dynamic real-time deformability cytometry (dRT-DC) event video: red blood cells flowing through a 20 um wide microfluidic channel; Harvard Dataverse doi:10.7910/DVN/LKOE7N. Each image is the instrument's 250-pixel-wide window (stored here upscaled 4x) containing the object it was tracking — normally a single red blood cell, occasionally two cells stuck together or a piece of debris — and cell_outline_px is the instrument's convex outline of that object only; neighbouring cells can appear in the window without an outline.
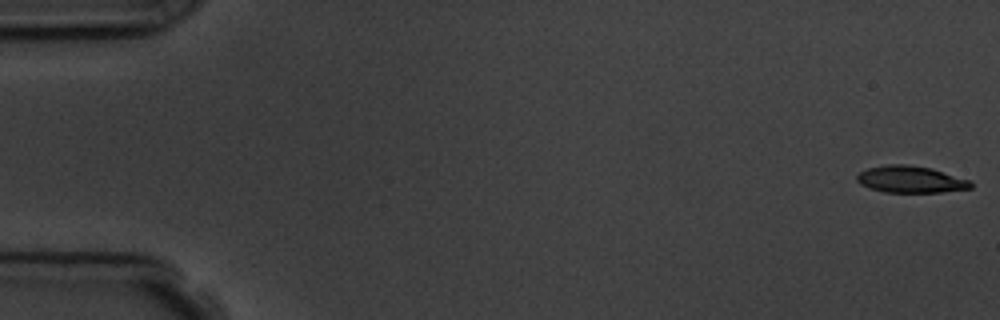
{"species": "common noctule bat (a hibernating species)", "species_latin": "Nyctalus noctula", "temperature_condition": "room temperature", "stored_images_in_passage": 9, "camera_frame_rate_fps": 3000, "um_per_image_px": 0.085, "animal": {"sex": "male", "body_mass_g": 19.5, "forearm_length_mm": 54.6}, "frame": {"image": 1, "passage_image": 1, "time_ms": 0.0, "image_size_px": [1000, 320], "cell_outline_px": [[972, 188], [940, 192], [884, 192], [868, 188], [860, 184], [856, 180], [856, 176], [860, 172], [868, 168], [888, 164], [908, 164], [932, 168], [972, 180]], "centroid_in_image_um": [77.41, 15.24], "position_along_channel_um": 7.6, "area_um2": 17.98}}